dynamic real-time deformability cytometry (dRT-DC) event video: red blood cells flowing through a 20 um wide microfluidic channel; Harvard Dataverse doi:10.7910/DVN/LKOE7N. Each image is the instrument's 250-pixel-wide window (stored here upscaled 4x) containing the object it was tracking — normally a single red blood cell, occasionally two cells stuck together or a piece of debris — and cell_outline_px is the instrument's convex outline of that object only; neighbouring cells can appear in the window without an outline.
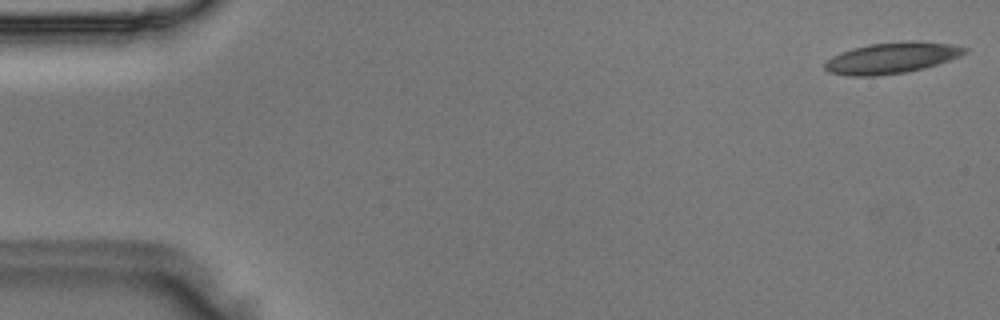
{"species": "Egyptian fruit bat (a non-hibernating species)", "species_latin": "Rousettus aegyptiacus", "temperature_condition": "room temperature", "stored_images_in_passage": 4, "camera_frame_rate_fps": 3000, "um_per_image_px": 0.085, "animal": {"sex": "male"}, "frame": {"image": 1, "passage_image": 4, "time_ms": 1.0, "image_size_px": [1000, 320], "cell_outline_px": [[968, 52], [960, 56], [924, 68], [908, 72], [876, 76], [848, 76], [828, 72], [824, 68], [824, 64], [832, 56], [840, 52], [852, 48], [868, 44], [908, 40], [920, 40], [952, 44], [968, 48]], "centroid_in_image_um": [75.8, 4.91], "position_along_channel_um": 9.2, "area_um2": 25.66}}